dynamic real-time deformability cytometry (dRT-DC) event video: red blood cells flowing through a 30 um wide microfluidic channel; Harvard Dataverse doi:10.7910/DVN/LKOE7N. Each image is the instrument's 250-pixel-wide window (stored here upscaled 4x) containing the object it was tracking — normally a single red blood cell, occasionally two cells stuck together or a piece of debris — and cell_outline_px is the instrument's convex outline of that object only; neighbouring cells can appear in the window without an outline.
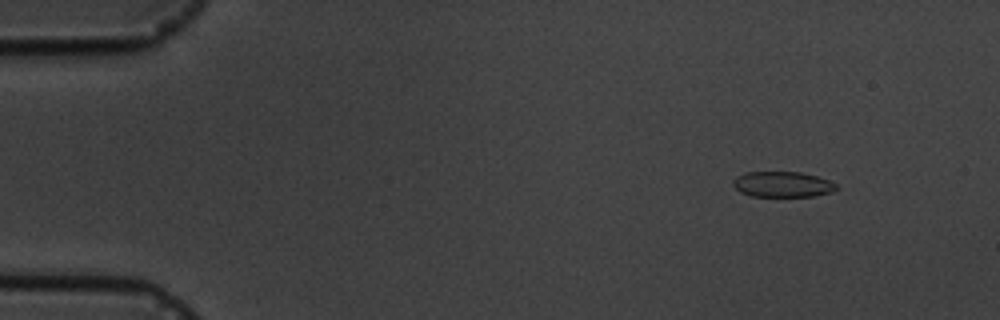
{"species": "common noctule bat (a hibernating species)", "species_latin": "Nyctalus noctula", "temperature_condition": "cold", "stored_images_in_passage": 6, "camera_frame_rate_fps": 3000, "um_per_image_px": 0.085, "animal": {"sex": "male", "body_mass_g": 19.5, "forearm_length_mm": 54.6}, "frame": {"image": 1, "passage_image": 2, "time_ms": 1.0, "image_size_px": [1000, 320], "cell_outline_px": [[836, 188], [832, 192], [812, 196], [752, 196], [740, 192], [732, 184], [732, 180], [736, 176], [744, 172], [800, 172], [816, 176], [828, 180], [836, 184]], "centroid_in_image_um": [66.47, 15.66], "position_along_channel_um": 18.5, "area_um2": 15.32}}
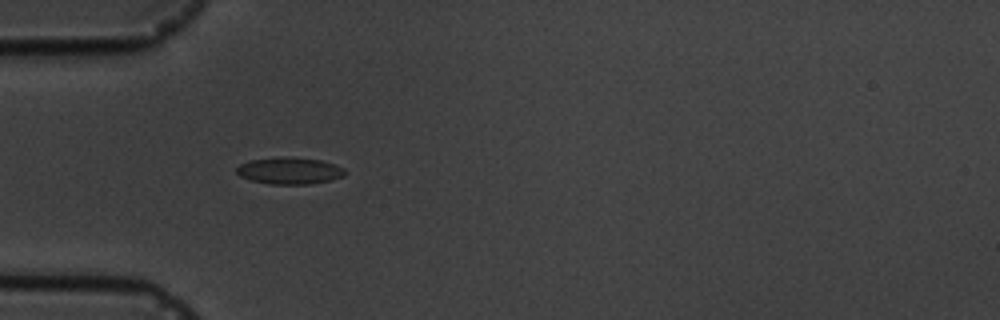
{"frame": {"image": 2, "passage_image": 5, "time_ms": 4.667, "image_size_px": [1000, 320], "cell_outline_px": [[344, 176], [332, 180], [308, 184], [268, 184], [252, 180], [240, 176], [236, 172], [236, 168], [240, 164], [248, 160], [280, 156], [284, 156], [320, 160], [336, 164], [344, 168]], "centroid_in_image_um": [24.6, 14.5], "position_along_channel_um": 60.4, "area_um2": 17.05}}
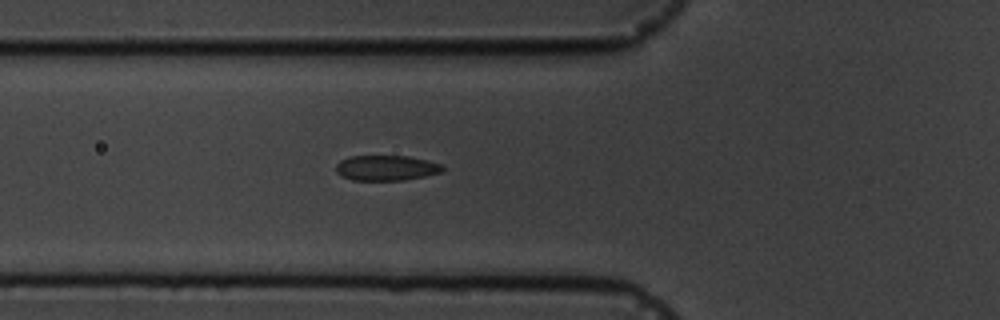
{"frame": {"image": 3, "passage_image": 6, "time_ms": 5.667, "image_size_px": [1000, 320], "cell_outline_px": [[444, 168], [440, 172], [424, 176], [404, 180], [352, 180], [340, 176], [336, 172], [336, 164], [340, 160], [348, 156], [408, 156], [428, 160], [440, 164]], "centroid_in_image_um": [32.78, 14.27], "position_along_channel_um": 93.0, "area_um2": 15.72}}